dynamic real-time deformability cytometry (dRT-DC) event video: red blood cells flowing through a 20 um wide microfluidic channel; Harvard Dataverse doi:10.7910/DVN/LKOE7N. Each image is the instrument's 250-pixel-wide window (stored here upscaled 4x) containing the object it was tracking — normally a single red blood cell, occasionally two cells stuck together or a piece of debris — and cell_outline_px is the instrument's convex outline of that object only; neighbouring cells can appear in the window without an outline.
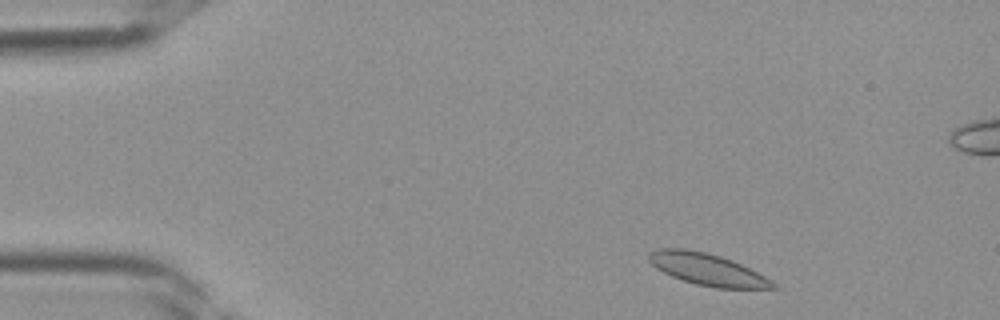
{"species": "Egyptian fruit bat (a non-hibernating species)", "species_latin": "Rousettus aegyptiacus", "temperature_condition": "room temperature", "stored_images_in_passage": 37, "camera_frame_rate_fps": 3000, "um_per_image_px": 0.085, "frame": {"image": 1, "passage_image": 2, "time_ms": 0.333, "image_size_px": [1000, 320], "cell_outline_px": [[780, 288], [716, 288], [696, 284], [672, 276], [656, 268], [648, 260], [648, 256], [652, 252], [660, 248], [684, 248], [704, 252], [720, 256], [732, 260], [772, 280]], "centroid_in_image_um": [60.13, 22.9], "position_along_channel_um": 24.9, "area_um2": 22.66}}
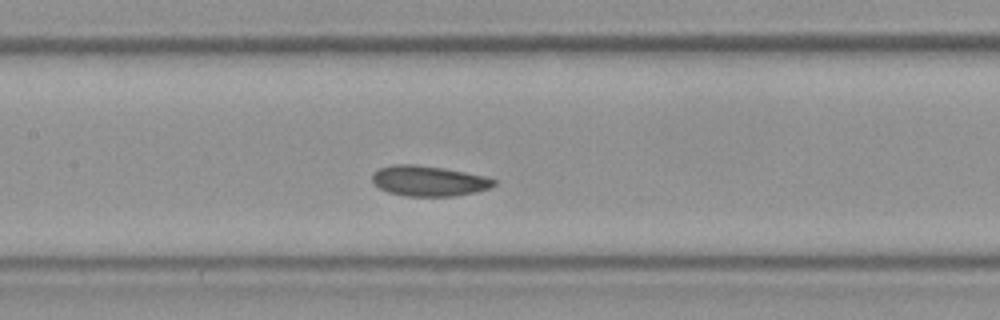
{"frame": {"image": 2, "passage_image": 15, "time_ms": 4.667, "image_size_px": [1000, 320], "cell_outline_px": [[496, 184], [492, 188], [476, 192], [452, 196], [404, 196], [388, 192], [380, 188], [372, 180], [372, 176], [380, 168], [392, 164], [416, 164], [444, 168], [484, 176], [496, 180]], "centroid_in_image_um": [36.47, 15.38], "position_along_channel_um": 170.9, "area_um2": 21.5}}
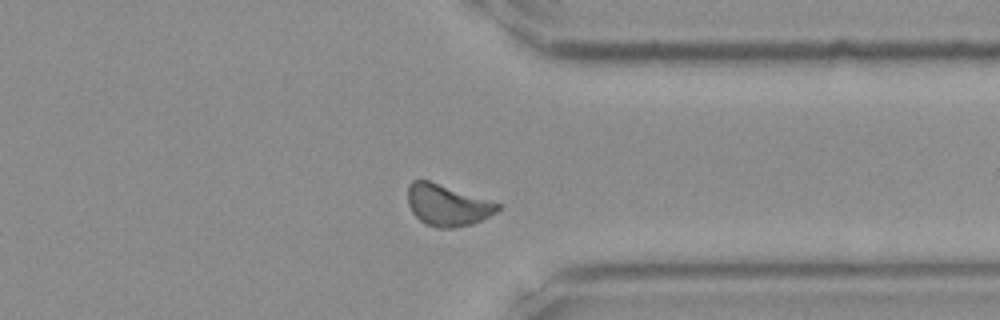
{"frame": {"image": 3, "passage_image": 27, "time_ms": 8.667, "image_size_px": [1000, 320], "cell_outline_px": [[500, 208], [496, 212], [472, 224], [456, 228], [436, 228], [424, 224], [412, 212], [408, 204], [408, 184], [412, 180], [428, 180], [500, 204]], "centroid_in_image_um": [37.98, 17.45], "position_along_channel_um": 373.4, "area_um2": 21.5}}